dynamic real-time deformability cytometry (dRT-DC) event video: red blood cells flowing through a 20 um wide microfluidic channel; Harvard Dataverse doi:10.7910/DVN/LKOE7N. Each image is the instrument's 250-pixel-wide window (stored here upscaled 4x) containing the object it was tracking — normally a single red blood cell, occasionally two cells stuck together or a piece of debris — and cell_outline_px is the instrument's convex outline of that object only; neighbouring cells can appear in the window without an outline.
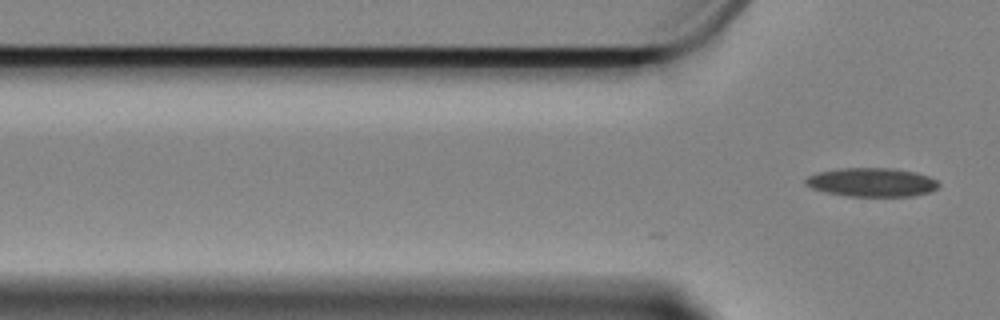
{"species": "Egyptian fruit bat (a non-hibernating species)", "species_latin": "Rousettus aegyptiacus", "temperature_condition": "cold", "stored_images_in_passage": 5, "camera_frame_rate_fps": 3000, "um_per_image_px": 0.085, "animal": {"sex": "female"}, "frame": {"image": 1, "passage_image": 5, "time_ms": 1.333, "image_size_px": [1000, 320], "cell_outline_px": [[940, 184], [936, 188], [928, 192], [912, 196], [848, 196], [824, 192], [812, 188], [804, 184], [804, 180], [808, 176], [820, 172], [836, 168], [892, 168], [916, 172], [928, 176], [936, 180]], "centroid_in_image_um": [74.07, 15.49], "position_along_channel_um": 51.7, "area_um2": 22.31}}